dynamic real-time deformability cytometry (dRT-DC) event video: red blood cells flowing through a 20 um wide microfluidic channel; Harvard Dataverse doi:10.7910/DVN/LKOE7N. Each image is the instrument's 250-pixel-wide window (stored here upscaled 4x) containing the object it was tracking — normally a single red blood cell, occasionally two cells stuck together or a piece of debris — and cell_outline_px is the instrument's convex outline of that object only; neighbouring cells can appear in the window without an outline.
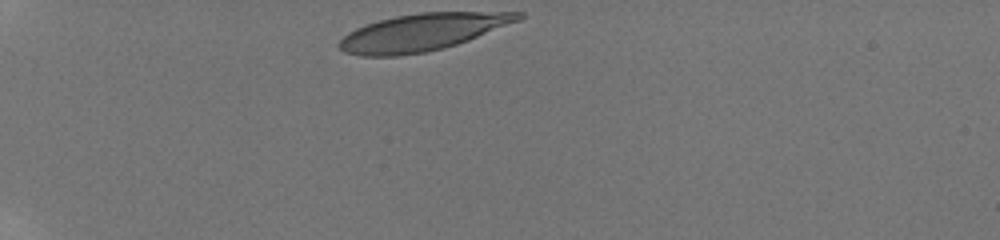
{"species": "human", "species_latin": "Homo sapiens", "temperature_condition": "room temperature", "stored_images_in_passage": 32, "camera_frame_rate_fps": 3000, "um_per_image_px": 0.085, "donor": {"sex": "male"}, "frame": {"image": 1, "passage_image": 1, "time_ms": 0.0, "image_size_px": [1000, 240], "cell_outline_px": [[524, 16], [520, 20], [468, 40], [444, 48], [424, 52], [396, 56], [360, 56], [344, 52], [336, 44], [348, 32], [356, 28], [380, 20], [396, 16], [420, 12], [524, 12]], "centroid_in_image_um": [35.88, 2.74], "position_along_channel_um": 49.1, "area_um2": 38.44}}
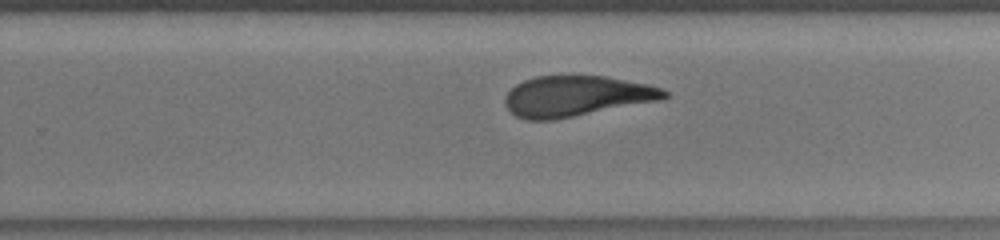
{"frame": {"image": 2, "passage_image": 20, "time_ms": 7.333, "image_size_px": [1000, 240], "cell_outline_px": [[668, 96], [660, 100], [552, 120], [524, 120], [508, 112], [504, 104], [504, 100], [508, 92], [516, 84], [524, 80], [536, 76], [572, 72], [604, 76], [648, 84], [664, 88], [668, 92]], "centroid_in_image_um": [48.95, 8.13], "position_along_channel_um": 280.9, "area_um2": 38.61}}
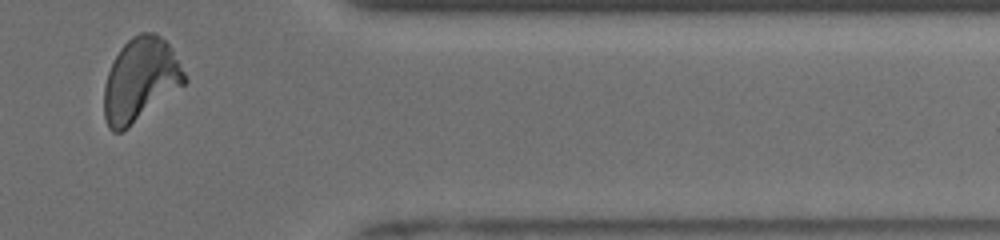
{"frame": {"image": 3, "passage_image": 28, "time_ms": 10.667, "image_size_px": [1000, 240], "cell_outline_px": [[188, 80], [184, 84], [128, 128], [120, 132], [112, 132], [108, 128], [104, 116], [104, 84], [108, 72], [120, 48], [132, 36], [140, 32], [156, 32], [168, 44], [184, 72]], "centroid_in_image_um": [11.9, 6.79], "position_along_channel_um": 399.5, "area_um2": 38.73}, "authors_computed_cell_mechanics": {"area_um2": 38.5237, "velocity_mm_per_s": 3.8701, "shape_relaxation_time_tau1_ms": 5.3449, "shape_relaxation_time_tau2_ms": 1.4232, "deformation_change_tau1": 0.2031, "deformation_change_tau2": 0.099}}